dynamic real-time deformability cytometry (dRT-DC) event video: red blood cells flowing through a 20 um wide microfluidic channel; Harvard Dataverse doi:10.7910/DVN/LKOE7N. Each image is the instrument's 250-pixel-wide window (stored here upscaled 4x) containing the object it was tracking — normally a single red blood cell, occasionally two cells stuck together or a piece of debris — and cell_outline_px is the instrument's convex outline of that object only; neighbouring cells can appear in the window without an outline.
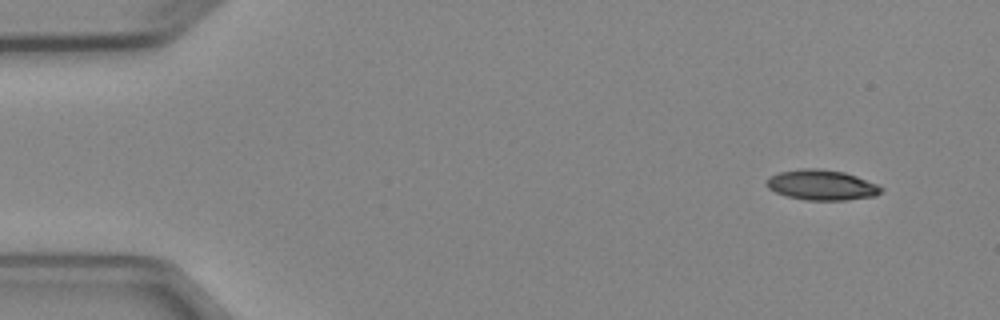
{"species": "Egyptian fruit bat (a non-hibernating species)", "species_latin": "Rousettus aegyptiacus", "temperature_condition": "cold", "stored_images_in_passage": 5, "segment_of_instrument_passage": [1, 2], "camera_frame_rate_fps": 3000, "um_per_image_px": 0.085, "animal": {"sex": "female"}, "frame": {"image": 1, "passage_image": 1, "time_ms": 0.0, "image_size_px": [1000, 320], "cell_outline_px": [[884, 188], [876, 196], [844, 200], [804, 200], [788, 196], [776, 192], [768, 188], [764, 184], [768, 176], [780, 172], [800, 168], [820, 168], [844, 172], [856, 176], [876, 184]], "centroid_in_image_um": [69.8, 15.72], "position_along_channel_um": 15.2, "area_um2": 20.29}}
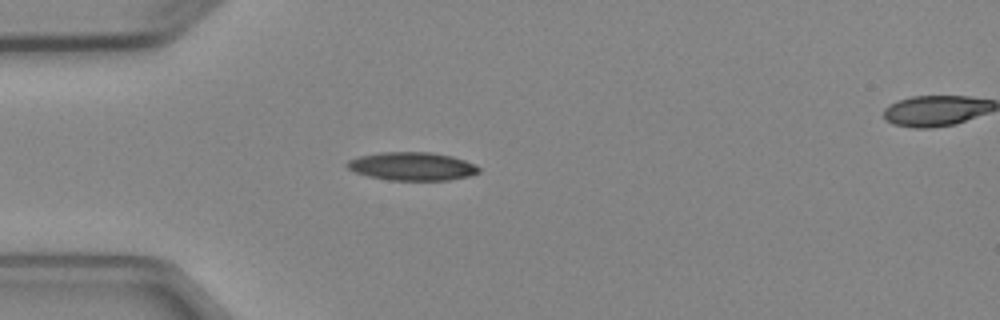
{"frame": {"image": 2, "passage_image": 4, "time_ms": 3.333, "image_size_px": [1000, 320], "cell_outline_px": [[480, 172], [468, 176], [448, 180], [388, 180], [368, 176], [356, 172], [348, 168], [344, 164], [348, 160], [360, 156], [380, 152], [432, 152], [452, 156], [476, 164], [480, 168]], "centroid_in_image_um": [35.03, 14.13], "position_along_channel_um": 50.0, "area_um2": 21.73}}